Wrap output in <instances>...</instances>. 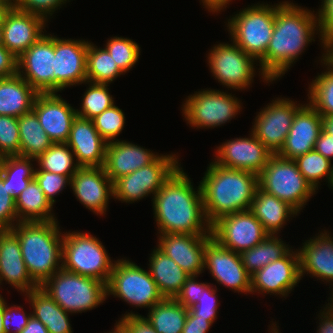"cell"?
<instances>
[{"label": "cell", "instance_id": "obj_56", "mask_svg": "<svg viewBox=\"0 0 333 333\" xmlns=\"http://www.w3.org/2000/svg\"><path fill=\"white\" fill-rule=\"evenodd\" d=\"M314 150L331 161L333 158V135L321 130L319 137L315 142Z\"/></svg>", "mask_w": 333, "mask_h": 333}, {"label": "cell", "instance_id": "obj_68", "mask_svg": "<svg viewBox=\"0 0 333 333\" xmlns=\"http://www.w3.org/2000/svg\"><path fill=\"white\" fill-rule=\"evenodd\" d=\"M329 54L333 57V46L329 49Z\"/></svg>", "mask_w": 333, "mask_h": 333}, {"label": "cell", "instance_id": "obj_67", "mask_svg": "<svg viewBox=\"0 0 333 333\" xmlns=\"http://www.w3.org/2000/svg\"><path fill=\"white\" fill-rule=\"evenodd\" d=\"M0 3H14V0H0Z\"/></svg>", "mask_w": 333, "mask_h": 333}, {"label": "cell", "instance_id": "obj_28", "mask_svg": "<svg viewBox=\"0 0 333 333\" xmlns=\"http://www.w3.org/2000/svg\"><path fill=\"white\" fill-rule=\"evenodd\" d=\"M329 234L324 230V233L310 238L297 250L301 279L307 272L319 280L332 282L330 285H333V237Z\"/></svg>", "mask_w": 333, "mask_h": 333}, {"label": "cell", "instance_id": "obj_48", "mask_svg": "<svg viewBox=\"0 0 333 333\" xmlns=\"http://www.w3.org/2000/svg\"><path fill=\"white\" fill-rule=\"evenodd\" d=\"M212 287L214 286L208 285L204 290H202V296L199 301L192 306L189 311L196 317L207 318V320L213 324L217 316L219 303L216 299V286L215 288Z\"/></svg>", "mask_w": 333, "mask_h": 333}, {"label": "cell", "instance_id": "obj_4", "mask_svg": "<svg viewBox=\"0 0 333 333\" xmlns=\"http://www.w3.org/2000/svg\"><path fill=\"white\" fill-rule=\"evenodd\" d=\"M57 222H18L11 228L19 239L28 273L39 287L62 268L63 234Z\"/></svg>", "mask_w": 333, "mask_h": 333}, {"label": "cell", "instance_id": "obj_43", "mask_svg": "<svg viewBox=\"0 0 333 333\" xmlns=\"http://www.w3.org/2000/svg\"><path fill=\"white\" fill-rule=\"evenodd\" d=\"M105 49L124 74L138 62L140 55L139 45L133 40L124 37L116 36L110 40L108 39Z\"/></svg>", "mask_w": 333, "mask_h": 333}, {"label": "cell", "instance_id": "obj_35", "mask_svg": "<svg viewBox=\"0 0 333 333\" xmlns=\"http://www.w3.org/2000/svg\"><path fill=\"white\" fill-rule=\"evenodd\" d=\"M188 311L175 298H164L149 310L145 319L156 333H182Z\"/></svg>", "mask_w": 333, "mask_h": 333}, {"label": "cell", "instance_id": "obj_32", "mask_svg": "<svg viewBox=\"0 0 333 333\" xmlns=\"http://www.w3.org/2000/svg\"><path fill=\"white\" fill-rule=\"evenodd\" d=\"M32 316L46 326L49 333H73L68 312L60 307L41 287L26 293Z\"/></svg>", "mask_w": 333, "mask_h": 333}, {"label": "cell", "instance_id": "obj_38", "mask_svg": "<svg viewBox=\"0 0 333 333\" xmlns=\"http://www.w3.org/2000/svg\"><path fill=\"white\" fill-rule=\"evenodd\" d=\"M31 160L36 161L19 155L0 158V174L7 181L9 194L14 200L34 179L35 169Z\"/></svg>", "mask_w": 333, "mask_h": 333}, {"label": "cell", "instance_id": "obj_3", "mask_svg": "<svg viewBox=\"0 0 333 333\" xmlns=\"http://www.w3.org/2000/svg\"><path fill=\"white\" fill-rule=\"evenodd\" d=\"M200 181L204 210L212 225L219 218L250 210L258 185V175L229 169L211 162Z\"/></svg>", "mask_w": 333, "mask_h": 333}, {"label": "cell", "instance_id": "obj_65", "mask_svg": "<svg viewBox=\"0 0 333 333\" xmlns=\"http://www.w3.org/2000/svg\"><path fill=\"white\" fill-rule=\"evenodd\" d=\"M275 323H273V324H271V325H273L272 326V328H270L271 330H270V333H279V331H278V329L276 328L277 327V324H275Z\"/></svg>", "mask_w": 333, "mask_h": 333}, {"label": "cell", "instance_id": "obj_59", "mask_svg": "<svg viewBox=\"0 0 333 333\" xmlns=\"http://www.w3.org/2000/svg\"><path fill=\"white\" fill-rule=\"evenodd\" d=\"M203 2V6L207 8L208 11L214 13L221 11L226 8L227 4L229 5L231 0H201Z\"/></svg>", "mask_w": 333, "mask_h": 333}, {"label": "cell", "instance_id": "obj_54", "mask_svg": "<svg viewBox=\"0 0 333 333\" xmlns=\"http://www.w3.org/2000/svg\"><path fill=\"white\" fill-rule=\"evenodd\" d=\"M17 57L0 45V75L10 77L17 74Z\"/></svg>", "mask_w": 333, "mask_h": 333}, {"label": "cell", "instance_id": "obj_9", "mask_svg": "<svg viewBox=\"0 0 333 333\" xmlns=\"http://www.w3.org/2000/svg\"><path fill=\"white\" fill-rule=\"evenodd\" d=\"M110 294L129 305L149 310L164 299L150 272L125 258L114 261L107 283V295Z\"/></svg>", "mask_w": 333, "mask_h": 333}, {"label": "cell", "instance_id": "obj_36", "mask_svg": "<svg viewBox=\"0 0 333 333\" xmlns=\"http://www.w3.org/2000/svg\"><path fill=\"white\" fill-rule=\"evenodd\" d=\"M291 249L276 235H268L261 243L240 253L245 270L253 275L264 266L285 256Z\"/></svg>", "mask_w": 333, "mask_h": 333}, {"label": "cell", "instance_id": "obj_11", "mask_svg": "<svg viewBox=\"0 0 333 333\" xmlns=\"http://www.w3.org/2000/svg\"><path fill=\"white\" fill-rule=\"evenodd\" d=\"M241 107V101L234 95L207 89L188 96L182 112L191 127L214 128L229 122Z\"/></svg>", "mask_w": 333, "mask_h": 333}, {"label": "cell", "instance_id": "obj_30", "mask_svg": "<svg viewBox=\"0 0 333 333\" xmlns=\"http://www.w3.org/2000/svg\"><path fill=\"white\" fill-rule=\"evenodd\" d=\"M250 211L260 221L269 235L278 234L292 215L298 212L287 202L268 194L259 187L256 190Z\"/></svg>", "mask_w": 333, "mask_h": 333}, {"label": "cell", "instance_id": "obj_40", "mask_svg": "<svg viewBox=\"0 0 333 333\" xmlns=\"http://www.w3.org/2000/svg\"><path fill=\"white\" fill-rule=\"evenodd\" d=\"M74 157L75 155L67 143H53L36 159L39 168L35 170L65 175L71 179L80 168L78 163H75Z\"/></svg>", "mask_w": 333, "mask_h": 333}, {"label": "cell", "instance_id": "obj_45", "mask_svg": "<svg viewBox=\"0 0 333 333\" xmlns=\"http://www.w3.org/2000/svg\"><path fill=\"white\" fill-rule=\"evenodd\" d=\"M20 156L18 118L0 115V158Z\"/></svg>", "mask_w": 333, "mask_h": 333}, {"label": "cell", "instance_id": "obj_25", "mask_svg": "<svg viewBox=\"0 0 333 333\" xmlns=\"http://www.w3.org/2000/svg\"><path fill=\"white\" fill-rule=\"evenodd\" d=\"M80 167H103L107 142L100 136L93 120L76 116L67 140Z\"/></svg>", "mask_w": 333, "mask_h": 333}, {"label": "cell", "instance_id": "obj_2", "mask_svg": "<svg viewBox=\"0 0 333 333\" xmlns=\"http://www.w3.org/2000/svg\"><path fill=\"white\" fill-rule=\"evenodd\" d=\"M158 234L207 235L211 233L203 204L201 186L193 188L179 167L153 196Z\"/></svg>", "mask_w": 333, "mask_h": 333}, {"label": "cell", "instance_id": "obj_61", "mask_svg": "<svg viewBox=\"0 0 333 333\" xmlns=\"http://www.w3.org/2000/svg\"><path fill=\"white\" fill-rule=\"evenodd\" d=\"M14 7V3H0V25H3L6 15Z\"/></svg>", "mask_w": 333, "mask_h": 333}, {"label": "cell", "instance_id": "obj_13", "mask_svg": "<svg viewBox=\"0 0 333 333\" xmlns=\"http://www.w3.org/2000/svg\"><path fill=\"white\" fill-rule=\"evenodd\" d=\"M211 233L220 245L237 253L253 248L269 235L250 210L219 218L211 225Z\"/></svg>", "mask_w": 333, "mask_h": 333}, {"label": "cell", "instance_id": "obj_1", "mask_svg": "<svg viewBox=\"0 0 333 333\" xmlns=\"http://www.w3.org/2000/svg\"><path fill=\"white\" fill-rule=\"evenodd\" d=\"M318 22L313 12L288 1L276 4L275 25L266 54L259 60L262 78L267 82L282 77L314 40Z\"/></svg>", "mask_w": 333, "mask_h": 333}, {"label": "cell", "instance_id": "obj_58", "mask_svg": "<svg viewBox=\"0 0 333 333\" xmlns=\"http://www.w3.org/2000/svg\"><path fill=\"white\" fill-rule=\"evenodd\" d=\"M20 333H49L46 326H44L38 319L31 316L28 324Z\"/></svg>", "mask_w": 333, "mask_h": 333}, {"label": "cell", "instance_id": "obj_6", "mask_svg": "<svg viewBox=\"0 0 333 333\" xmlns=\"http://www.w3.org/2000/svg\"><path fill=\"white\" fill-rule=\"evenodd\" d=\"M101 241L89 233L63 234L62 268L108 283L114 266Z\"/></svg>", "mask_w": 333, "mask_h": 333}, {"label": "cell", "instance_id": "obj_29", "mask_svg": "<svg viewBox=\"0 0 333 333\" xmlns=\"http://www.w3.org/2000/svg\"><path fill=\"white\" fill-rule=\"evenodd\" d=\"M39 93L18 73L0 80V115L15 118L32 111Z\"/></svg>", "mask_w": 333, "mask_h": 333}, {"label": "cell", "instance_id": "obj_10", "mask_svg": "<svg viewBox=\"0 0 333 333\" xmlns=\"http://www.w3.org/2000/svg\"><path fill=\"white\" fill-rule=\"evenodd\" d=\"M176 154L159 155L152 163L122 176L114 182V199L136 202L151 193L155 195L179 168Z\"/></svg>", "mask_w": 333, "mask_h": 333}, {"label": "cell", "instance_id": "obj_33", "mask_svg": "<svg viewBox=\"0 0 333 333\" xmlns=\"http://www.w3.org/2000/svg\"><path fill=\"white\" fill-rule=\"evenodd\" d=\"M18 222L53 221V205L44 195L35 179L31 180L27 187L15 200Z\"/></svg>", "mask_w": 333, "mask_h": 333}, {"label": "cell", "instance_id": "obj_57", "mask_svg": "<svg viewBox=\"0 0 333 333\" xmlns=\"http://www.w3.org/2000/svg\"><path fill=\"white\" fill-rule=\"evenodd\" d=\"M319 314L320 323L317 333H333V317L330 316L326 311H322Z\"/></svg>", "mask_w": 333, "mask_h": 333}, {"label": "cell", "instance_id": "obj_23", "mask_svg": "<svg viewBox=\"0 0 333 333\" xmlns=\"http://www.w3.org/2000/svg\"><path fill=\"white\" fill-rule=\"evenodd\" d=\"M322 130V116L308 103L294 115L285 142L277 153L285 159L294 160L314 149Z\"/></svg>", "mask_w": 333, "mask_h": 333}, {"label": "cell", "instance_id": "obj_50", "mask_svg": "<svg viewBox=\"0 0 333 333\" xmlns=\"http://www.w3.org/2000/svg\"><path fill=\"white\" fill-rule=\"evenodd\" d=\"M69 0H14V7L18 10L35 14L48 22L47 17L59 9Z\"/></svg>", "mask_w": 333, "mask_h": 333}, {"label": "cell", "instance_id": "obj_39", "mask_svg": "<svg viewBox=\"0 0 333 333\" xmlns=\"http://www.w3.org/2000/svg\"><path fill=\"white\" fill-rule=\"evenodd\" d=\"M124 72L117 66L113 57L105 48H97L90 41L87 48L86 76L87 81L109 84Z\"/></svg>", "mask_w": 333, "mask_h": 333}, {"label": "cell", "instance_id": "obj_17", "mask_svg": "<svg viewBox=\"0 0 333 333\" xmlns=\"http://www.w3.org/2000/svg\"><path fill=\"white\" fill-rule=\"evenodd\" d=\"M88 41L61 39L55 36V69L53 93L68 86L87 82L86 61Z\"/></svg>", "mask_w": 333, "mask_h": 333}, {"label": "cell", "instance_id": "obj_44", "mask_svg": "<svg viewBox=\"0 0 333 333\" xmlns=\"http://www.w3.org/2000/svg\"><path fill=\"white\" fill-rule=\"evenodd\" d=\"M100 136L107 142L118 140L125 125V115L122 109L113 105L92 119Z\"/></svg>", "mask_w": 333, "mask_h": 333}, {"label": "cell", "instance_id": "obj_19", "mask_svg": "<svg viewBox=\"0 0 333 333\" xmlns=\"http://www.w3.org/2000/svg\"><path fill=\"white\" fill-rule=\"evenodd\" d=\"M300 280L298 251L293 252L291 249L282 258L251 275V293H270L286 297Z\"/></svg>", "mask_w": 333, "mask_h": 333}, {"label": "cell", "instance_id": "obj_51", "mask_svg": "<svg viewBox=\"0 0 333 333\" xmlns=\"http://www.w3.org/2000/svg\"><path fill=\"white\" fill-rule=\"evenodd\" d=\"M27 313L22 309L21 306L13 305L9 307L7 303L4 306L3 313V328L5 333H20L25 326L28 324L32 314ZM12 325L14 326L13 329Z\"/></svg>", "mask_w": 333, "mask_h": 333}, {"label": "cell", "instance_id": "obj_18", "mask_svg": "<svg viewBox=\"0 0 333 333\" xmlns=\"http://www.w3.org/2000/svg\"><path fill=\"white\" fill-rule=\"evenodd\" d=\"M250 134V138H234L217 147L213 162L225 168L246 170L258 175L273 153L252 132Z\"/></svg>", "mask_w": 333, "mask_h": 333}, {"label": "cell", "instance_id": "obj_26", "mask_svg": "<svg viewBox=\"0 0 333 333\" xmlns=\"http://www.w3.org/2000/svg\"><path fill=\"white\" fill-rule=\"evenodd\" d=\"M4 280L25 294L39 287L28 273L19 239L11 229L0 230V285Z\"/></svg>", "mask_w": 333, "mask_h": 333}, {"label": "cell", "instance_id": "obj_52", "mask_svg": "<svg viewBox=\"0 0 333 333\" xmlns=\"http://www.w3.org/2000/svg\"><path fill=\"white\" fill-rule=\"evenodd\" d=\"M195 278H197L195 275L189 276L183 284L182 289L175 297V299L187 309H190L199 301L202 296V290L209 285L207 282H197Z\"/></svg>", "mask_w": 333, "mask_h": 333}, {"label": "cell", "instance_id": "obj_31", "mask_svg": "<svg viewBox=\"0 0 333 333\" xmlns=\"http://www.w3.org/2000/svg\"><path fill=\"white\" fill-rule=\"evenodd\" d=\"M149 260V272L164 298H175L190 276L158 247Z\"/></svg>", "mask_w": 333, "mask_h": 333}, {"label": "cell", "instance_id": "obj_7", "mask_svg": "<svg viewBox=\"0 0 333 333\" xmlns=\"http://www.w3.org/2000/svg\"><path fill=\"white\" fill-rule=\"evenodd\" d=\"M276 6L254 4L228 19L231 41L260 60L267 51L275 25Z\"/></svg>", "mask_w": 333, "mask_h": 333}, {"label": "cell", "instance_id": "obj_27", "mask_svg": "<svg viewBox=\"0 0 333 333\" xmlns=\"http://www.w3.org/2000/svg\"><path fill=\"white\" fill-rule=\"evenodd\" d=\"M159 155L133 143L116 140L106 145L104 169L114 183L122 176L128 175L152 163Z\"/></svg>", "mask_w": 333, "mask_h": 333}, {"label": "cell", "instance_id": "obj_15", "mask_svg": "<svg viewBox=\"0 0 333 333\" xmlns=\"http://www.w3.org/2000/svg\"><path fill=\"white\" fill-rule=\"evenodd\" d=\"M302 106L288 98L273 100L258 113L251 132L273 154H277L289 133L294 115Z\"/></svg>", "mask_w": 333, "mask_h": 333}, {"label": "cell", "instance_id": "obj_12", "mask_svg": "<svg viewBox=\"0 0 333 333\" xmlns=\"http://www.w3.org/2000/svg\"><path fill=\"white\" fill-rule=\"evenodd\" d=\"M207 58L211 73L226 88L242 90L252 84L256 59L234 42L214 46Z\"/></svg>", "mask_w": 333, "mask_h": 333}, {"label": "cell", "instance_id": "obj_14", "mask_svg": "<svg viewBox=\"0 0 333 333\" xmlns=\"http://www.w3.org/2000/svg\"><path fill=\"white\" fill-rule=\"evenodd\" d=\"M54 69L55 36L51 34H43L17 58V73L38 93H53Z\"/></svg>", "mask_w": 333, "mask_h": 333}, {"label": "cell", "instance_id": "obj_62", "mask_svg": "<svg viewBox=\"0 0 333 333\" xmlns=\"http://www.w3.org/2000/svg\"><path fill=\"white\" fill-rule=\"evenodd\" d=\"M115 323V328L109 333H131L129 329L120 321Z\"/></svg>", "mask_w": 333, "mask_h": 333}, {"label": "cell", "instance_id": "obj_22", "mask_svg": "<svg viewBox=\"0 0 333 333\" xmlns=\"http://www.w3.org/2000/svg\"><path fill=\"white\" fill-rule=\"evenodd\" d=\"M158 237V248L190 276H198L205 270L204 252L212 233L207 235L173 233L160 234Z\"/></svg>", "mask_w": 333, "mask_h": 333}, {"label": "cell", "instance_id": "obj_55", "mask_svg": "<svg viewBox=\"0 0 333 333\" xmlns=\"http://www.w3.org/2000/svg\"><path fill=\"white\" fill-rule=\"evenodd\" d=\"M211 325L213 324L207 318L196 317L188 311L182 333H208Z\"/></svg>", "mask_w": 333, "mask_h": 333}, {"label": "cell", "instance_id": "obj_41", "mask_svg": "<svg viewBox=\"0 0 333 333\" xmlns=\"http://www.w3.org/2000/svg\"><path fill=\"white\" fill-rule=\"evenodd\" d=\"M294 161L300 173L315 191L318 190L319 180L324 177L328 180L329 186L331 185L333 165L329 159L316 150L313 149L304 155L298 156Z\"/></svg>", "mask_w": 333, "mask_h": 333}, {"label": "cell", "instance_id": "obj_42", "mask_svg": "<svg viewBox=\"0 0 333 333\" xmlns=\"http://www.w3.org/2000/svg\"><path fill=\"white\" fill-rule=\"evenodd\" d=\"M89 88L84 92L81 110L76 109L77 116L92 120L106 109L114 105L112 95L109 93L108 84L87 81Z\"/></svg>", "mask_w": 333, "mask_h": 333}, {"label": "cell", "instance_id": "obj_21", "mask_svg": "<svg viewBox=\"0 0 333 333\" xmlns=\"http://www.w3.org/2000/svg\"><path fill=\"white\" fill-rule=\"evenodd\" d=\"M32 110L53 143H67L76 109L57 93H39Z\"/></svg>", "mask_w": 333, "mask_h": 333}, {"label": "cell", "instance_id": "obj_63", "mask_svg": "<svg viewBox=\"0 0 333 333\" xmlns=\"http://www.w3.org/2000/svg\"><path fill=\"white\" fill-rule=\"evenodd\" d=\"M0 294V333H5L3 328V313H4V306L6 301L4 300L3 296Z\"/></svg>", "mask_w": 333, "mask_h": 333}, {"label": "cell", "instance_id": "obj_47", "mask_svg": "<svg viewBox=\"0 0 333 333\" xmlns=\"http://www.w3.org/2000/svg\"><path fill=\"white\" fill-rule=\"evenodd\" d=\"M318 14V15H317ZM316 15L323 50L333 46V0H322V5Z\"/></svg>", "mask_w": 333, "mask_h": 333}, {"label": "cell", "instance_id": "obj_37", "mask_svg": "<svg viewBox=\"0 0 333 333\" xmlns=\"http://www.w3.org/2000/svg\"><path fill=\"white\" fill-rule=\"evenodd\" d=\"M322 62L327 70L309 84V104L321 115H333V57L329 50L324 51ZM310 95V96H309Z\"/></svg>", "mask_w": 333, "mask_h": 333}, {"label": "cell", "instance_id": "obj_53", "mask_svg": "<svg viewBox=\"0 0 333 333\" xmlns=\"http://www.w3.org/2000/svg\"><path fill=\"white\" fill-rule=\"evenodd\" d=\"M131 333H156L155 329L148 323L144 316L134 314L131 311L120 320Z\"/></svg>", "mask_w": 333, "mask_h": 333}, {"label": "cell", "instance_id": "obj_8", "mask_svg": "<svg viewBox=\"0 0 333 333\" xmlns=\"http://www.w3.org/2000/svg\"><path fill=\"white\" fill-rule=\"evenodd\" d=\"M258 185L266 193L287 202L298 213L316 192L300 173L294 160L277 154L270 157L258 174Z\"/></svg>", "mask_w": 333, "mask_h": 333}, {"label": "cell", "instance_id": "obj_20", "mask_svg": "<svg viewBox=\"0 0 333 333\" xmlns=\"http://www.w3.org/2000/svg\"><path fill=\"white\" fill-rule=\"evenodd\" d=\"M70 187L76 198L97 215L106 214L109 196L114 197V183L104 167H80L72 176Z\"/></svg>", "mask_w": 333, "mask_h": 333}, {"label": "cell", "instance_id": "obj_49", "mask_svg": "<svg viewBox=\"0 0 333 333\" xmlns=\"http://www.w3.org/2000/svg\"><path fill=\"white\" fill-rule=\"evenodd\" d=\"M18 223L15 200L10 196L7 181L0 174V230L11 229Z\"/></svg>", "mask_w": 333, "mask_h": 333}, {"label": "cell", "instance_id": "obj_24", "mask_svg": "<svg viewBox=\"0 0 333 333\" xmlns=\"http://www.w3.org/2000/svg\"><path fill=\"white\" fill-rule=\"evenodd\" d=\"M46 23L40 16L12 7L2 25V45L18 58L44 34Z\"/></svg>", "mask_w": 333, "mask_h": 333}, {"label": "cell", "instance_id": "obj_5", "mask_svg": "<svg viewBox=\"0 0 333 333\" xmlns=\"http://www.w3.org/2000/svg\"><path fill=\"white\" fill-rule=\"evenodd\" d=\"M41 288L69 313L92 310L108 296L105 282L63 268L50 277Z\"/></svg>", "mask_w": 333, "mask_h": 333}, {"label": "cell", "instance_id": "obj_46", "mask_svg": "<svg viewBox=\"0 0 333 333\" xmlns=\"http://www.w3.org/2000/svg\"><path fill=\"white\" fill-rule=\"evenodd\" d=\"M34 179L52 205L56 202L54 196L58 195L66 185L71 184V179L68 176L44 170H35Z\"/></svg>", "mask_w": 333, "mask_h": 333}, {"label": "cell", "instance_id": "obj_64", "mask_svg": "<svg viewBox=\"0 0 333 333\" xmlns=\"http://www.w3.org/2000/svg\"><path fill=\"white\" fill-rule=\"evenodd\" d=\"M333 289V288H332ZM332 296H331V300H330V302L331 303H328L327 305H326V307H324V311H326L330 316H332L333 317V290H332Z\"/></svg>", "mask_w": 333, "mask_h": 333}, {"label": "cell", "instance_id": "obj_34", "mask_svg": "<svg viewBox=\"0 0 333 333\" xmlns=\"http://www.w3.org/2000/svg\"><path fill=\"white\" fill-rule=\"evenodd\" d=\"M18 127L22 157L36 160L53 144L33 110L18 117Z\"/></svg>", "mask_w": 333, "mask_h": 333}, {"label": "cell", "instance_id": "obj_60", "mask_svg": "<svg viewBox=\"0 0 333 333\" xmlns=\"http://www.w3.org/2000/svg\"><path fill=\"white\" fill-rule=\"evenodd\" d=\"M322 130L333 135V115L322 116Z\"/></svg>", "mask_w": 333, "mask_h": 333}, {"label": "cell", "instance_id": "obj_66", "mask_svg": "<svg viewBox=\"0 0 333 333\" xmlns=\"http://www.w3.org/2000/svg\"><path fill=\"white\" fill-rule=\"evenodd\" d=\"M3 43V28L2 25H0V45Z\"/></svg>", "mask_w": 333, "mask_h": 333}, {"label": "cell", "instance_id": "obj_16", "mask_svg": "<svg viewBox=\"0 0 333 333\" xmlns=\"http://www.w3.org/2000/svg\"><path fill=\"white\" fill-rule=\"evenodd\" d=\"M205 268L217 283L234 292L251 293V275L245 270L240 253L223 247L212 237L206 243Z\"/></svg>", "mask_w": 333, "mask_h": 333}]
</instances>
